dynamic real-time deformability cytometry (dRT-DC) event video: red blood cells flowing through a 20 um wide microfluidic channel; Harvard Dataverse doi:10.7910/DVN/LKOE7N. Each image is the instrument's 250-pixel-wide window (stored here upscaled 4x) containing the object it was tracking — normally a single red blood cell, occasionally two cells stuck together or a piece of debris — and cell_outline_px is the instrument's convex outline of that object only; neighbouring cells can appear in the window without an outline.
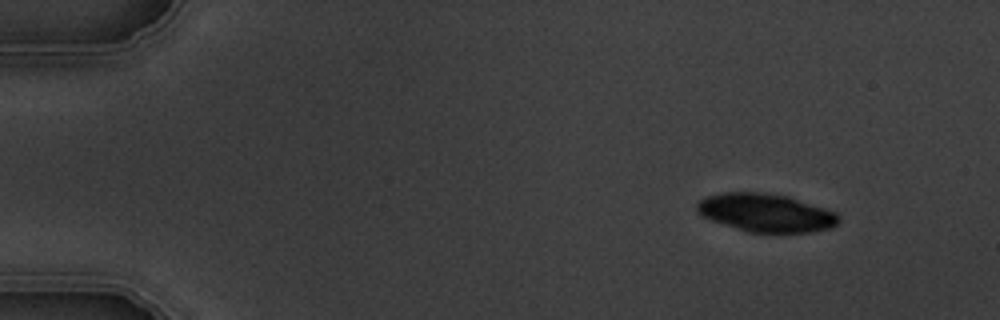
{"species": "common noctule bat (a hibernating species)", "species_latin": "Nyctalus noctula", "temperature_condition": "warm", "stored_images_in_passage": 5, "camera_frame_rate_fps": 3000, "um_per_image_px": 0.085, "animal": {"sex": "male", "body_mass_g": 19.5, "forearm_length_mm": 54.6}, "frame": {"image": 1, "passage_image": 1, "time_ms": 0.0, "image_size_px": [1000, 320], "cell_outline_px": [[840, 220], [832, 228], [812, 232], [748, 232], [700, 216], [696, 208], [696, 204], [700, 200], [708, 196], [720, 192], [764, 192], [788, 196], [836, 212], [840, 216]], "centroid_in_image_um": [65.1, 18.08], "position_along_channel_um": 19.9, "area_um2": 31.56}}